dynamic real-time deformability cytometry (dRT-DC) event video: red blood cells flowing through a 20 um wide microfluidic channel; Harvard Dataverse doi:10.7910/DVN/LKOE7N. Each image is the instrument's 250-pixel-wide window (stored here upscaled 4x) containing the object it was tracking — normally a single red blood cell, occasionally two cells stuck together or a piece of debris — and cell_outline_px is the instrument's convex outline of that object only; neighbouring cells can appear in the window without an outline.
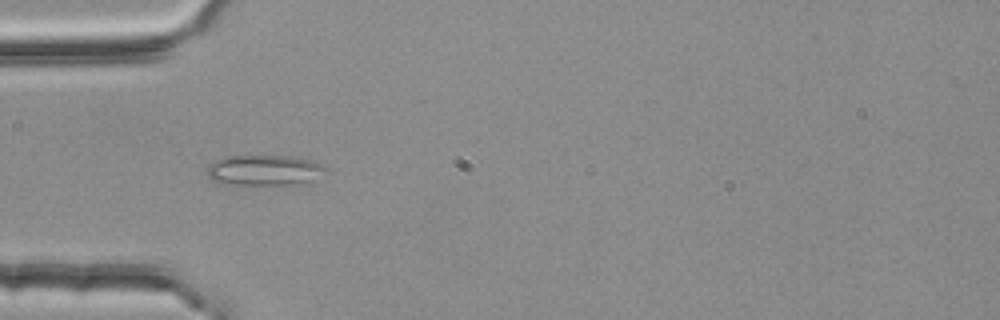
{"species": "common noctule bat (a hibernating species)", "species_latin": "Nyctalus noctula", "temperature_condition": "room temperature", "stored_images_in_passage": 3, "camera_frame_rate_fps": 3000, "um_per_image_px": 0.085, "animal": {"sex": "female", "body_mass_g": 25.1}, "frame": {"image": 1, "passage_image": 3, "time_ms": 0.667, "image_size_px": [1000, 320], "cell_outline_px": [[328, 168], [308, 180], [296, 184], [236, 184], [212, 180], [208, 176], [208, 168], [216, 160], [224, 156], [292, 156], [312, 160]], "centroid_in_image_um": [22.43, 14.44], "position_along_channel_um": 62.6, "area_um2": 20.35}}